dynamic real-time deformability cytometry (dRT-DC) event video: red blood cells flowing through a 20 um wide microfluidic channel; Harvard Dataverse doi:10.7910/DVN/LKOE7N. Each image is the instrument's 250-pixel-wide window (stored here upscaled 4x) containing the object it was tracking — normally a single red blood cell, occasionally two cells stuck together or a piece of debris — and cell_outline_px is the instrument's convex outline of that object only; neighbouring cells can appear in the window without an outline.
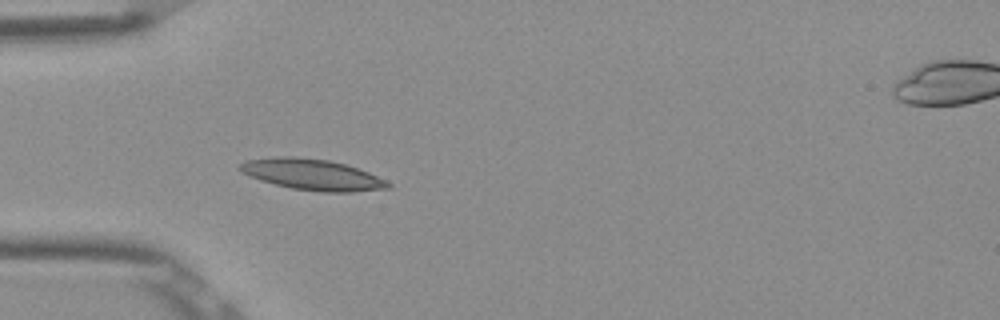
{"species": "Egyptian fruit bat (a non-hibernating species)", "species_latin": "Rousettus aegyptiacus", "temperature_condition": "room temperature", "stored_images_in_passage": 5, "camera_frame_rate_fps": 3000, "um_per_image_px": 0.085, "frame": {"image": 1, "passage_image": 5, "time_ms": 1.333, "image_size_px": [1000, 320], "cell_outline_px": [[392, 188], [352, 192], [320, 192], [292, 188], [260, 180], [248, 176], [236, 168], [244, 160], [276, 156], [292, 156], [328, 160], [344, 164], [368, 172], [392, 184]], "centroid_in_image_um": [26.5, 14.84], "position_along_channel_um": 58.5, "area_um2": 26.76}}